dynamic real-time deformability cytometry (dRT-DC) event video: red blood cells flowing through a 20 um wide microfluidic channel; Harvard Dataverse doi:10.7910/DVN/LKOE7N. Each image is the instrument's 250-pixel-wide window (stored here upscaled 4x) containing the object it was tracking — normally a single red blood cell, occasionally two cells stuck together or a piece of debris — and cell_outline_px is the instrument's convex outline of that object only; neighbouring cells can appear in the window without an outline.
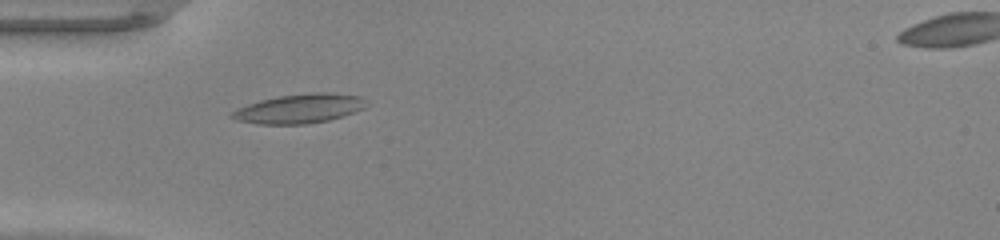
{"species": "common noctule bat (a hibernating species)", "species_latin": "Nyctalus noctula", "temperature_condition": "warm", "stored_images_in_passage": 34, "camera_frame_rate_fps": 3000, "um_per_image_px": 0.085, "animal": {"sex": "male", "body_mass_g": 20.0, "forearm_length_mm": 53.3}, "frame": {"image": 1, "passage_image": 2, "time_ms": 0.333, "image_size_px": [1000, 240], "cell_outline_px": [[368, 104], [364, 108], [328, 120], [308, 124], [260, 124], [240, 120], [228, 116], [232, 112], [248, 104], [260, 100], [280, 96], [312, 92], [328, 92], [360, 96]], "centroid_in_image_um": [25.47, 9.22], "position_along_channel_um": 59.5, "area_um2": 22.54}}
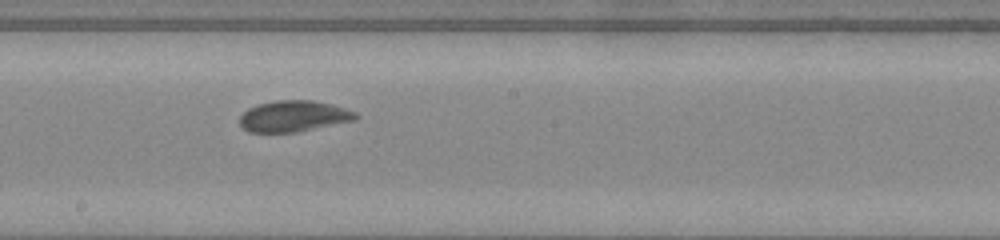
{"frame": {"image": 2, "passage_image": 14, "time_ms": 4.333, "image_size_px": [1000, 240], "cell_outline_px": [[360, 116], [356, 120], [296, 132], [248, 132], [240, 124], [240, 116], [248, 108], [256, 104], [276, 100], [312, 100], [332, 104], [356, 112]], "centroid_in_image_um": [24.97, 9.87], "position_along_channel_um": 223.2, "area_um2": 21.1}}
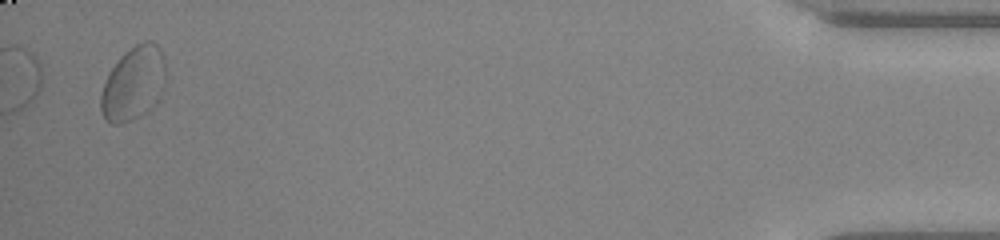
{"frame": {"image": 3, "passage_image": 34, "time_ms": 11.0, "image_size_px": [1000, 240], "cell_outline_px": [[164, 88], [156, 104], [132, 120], [120, 124], [112, 124], [104, 120], [100, 108], [100, 96], [108, 72], [120, 56], [124, 52], [136, 44], [144, 40], [152, 40], [160, 48], [164, 56]], "centroid_in_image_um": [11.33, 7.08], "position_along_channel_um": 423.9, "area_um2": 28.15}, "authors_computed_cell_mechanics": {"area_um2": 21.0681, "velocity_mm_per_s": 4.2199, "shape_relaxation_time_tau1_ms": 3.9121, "shape_relaxation_time_tau2_ms": 1.1755, "deformation_change_tau1": 0.136, "deformation_change_tau2": 0.0484}}